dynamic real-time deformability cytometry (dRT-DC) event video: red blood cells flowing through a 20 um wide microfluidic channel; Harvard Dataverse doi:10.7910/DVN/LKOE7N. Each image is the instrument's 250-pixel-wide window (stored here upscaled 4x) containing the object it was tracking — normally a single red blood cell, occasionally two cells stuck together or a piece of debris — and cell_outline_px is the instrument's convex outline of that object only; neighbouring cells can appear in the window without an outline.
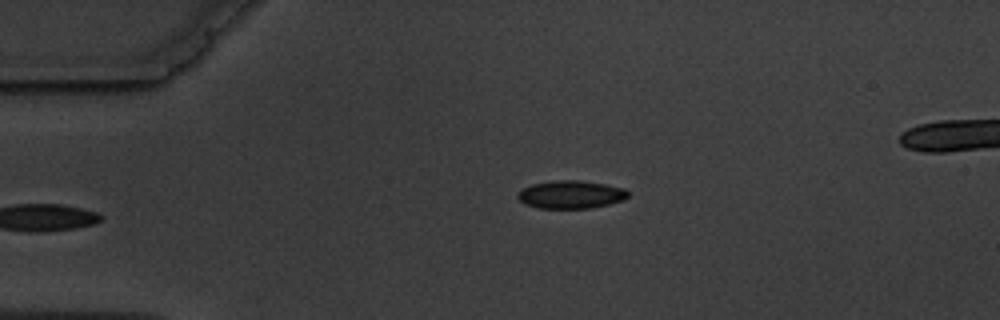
{"species": "common noctule bat (a hibernating species)", "species_latin": "Nyctalus noctula", "temperature_condition": "warm", "stored_images_in_passage": 4, "camera_frame_rate_fps": 3000, "um_per_image_px": 0.085, "animal": {"sex": "male", "body_mass_g": 19.5, "forearm_length_mm": 54.6}, "frame": {"image": 1, "passage_image": 4, "time_ms": 3.333, "image_size_px": [1000, 320], "cell_outline_px": [[628, 196], [624, 200], [608, 204], [588, 208], [540, 208], [524, 204], [516, 196], [524, 188], [532, 184], [552, 180], [580, 180], [604, 184], [624, 188], [628, 192]], "centroid_in_image_um": [48.52, 16.53], "position_along_channel_um": 36.5, "area_um2": 17.86}}